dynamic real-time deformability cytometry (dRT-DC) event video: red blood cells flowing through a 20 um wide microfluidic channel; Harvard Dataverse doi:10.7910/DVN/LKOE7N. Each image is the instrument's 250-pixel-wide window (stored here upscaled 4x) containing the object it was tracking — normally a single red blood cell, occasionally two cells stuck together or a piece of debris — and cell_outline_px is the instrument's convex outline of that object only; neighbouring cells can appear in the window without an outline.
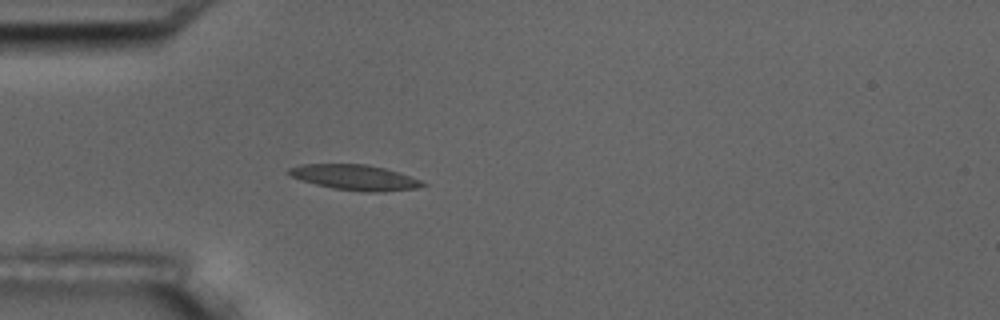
{"species": "common noctule bat (a hibernating species)", "species_latin": "Nyctalus noctula", "temperature_condition": "room temperature", "stored_images_in_passage": 4, "camera_frame_rate_fps": 3000, "um_per_image_px": 0.085, "animal": {"sex": "male", "body_mass_g": 17.5, "forearm_length_mm": 52.3}, "frame": {"image": 1, "passage_image": 4, "time_ms": 3.667, "image_size_px": [1000, 320], "cell_outline_px": [[428, 184], [416, 188], [384, 192], [364, 192], [332, 188], [300, 180], [292, 176], [288, 172], [288, 168], [300, 164], [368, 164], [384, 168], [420, 180]], "centroid_in_image_um": [30.14, 15.08], "position_along_channel_um": 54.9, "area_um2": 19.65}}